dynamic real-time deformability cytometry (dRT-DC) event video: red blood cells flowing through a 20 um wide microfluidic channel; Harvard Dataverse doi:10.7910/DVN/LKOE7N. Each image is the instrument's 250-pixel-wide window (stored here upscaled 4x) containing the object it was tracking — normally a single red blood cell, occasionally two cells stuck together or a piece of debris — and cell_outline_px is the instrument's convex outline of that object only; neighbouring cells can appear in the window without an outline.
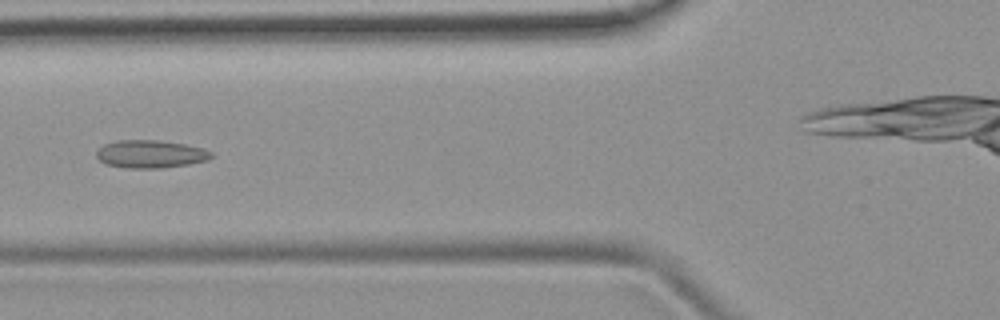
{"species": "common noctule bat (a hibernating species)", "species_latin": "Nyctalus noctula", "temperature_condition": "room temperature", "stored_images_in_passage": 2, "camera_frame_rate_fps": 3000, "um_per_image_px": 0.085, "animal": {"sex": "female", "body_mass_g": 19.9}, "frame": {"image": 1, "passage_image": 2, "time_ms": 1.0, "image_size_px": [1000, 320], "cell_outline_px": [[212, 156], [208, 160], [188, 164], [164, 168], [128, 168], [104, 164], [96, 156], [96, 152], [104, 144], [120, 140], [156, 140], [184, 144], [204, 148], [212, 152]], "centroid_in_image_um": [12.8, 13.1], "position_along_channel_um": 113.0, "area_um2": 18.61}}